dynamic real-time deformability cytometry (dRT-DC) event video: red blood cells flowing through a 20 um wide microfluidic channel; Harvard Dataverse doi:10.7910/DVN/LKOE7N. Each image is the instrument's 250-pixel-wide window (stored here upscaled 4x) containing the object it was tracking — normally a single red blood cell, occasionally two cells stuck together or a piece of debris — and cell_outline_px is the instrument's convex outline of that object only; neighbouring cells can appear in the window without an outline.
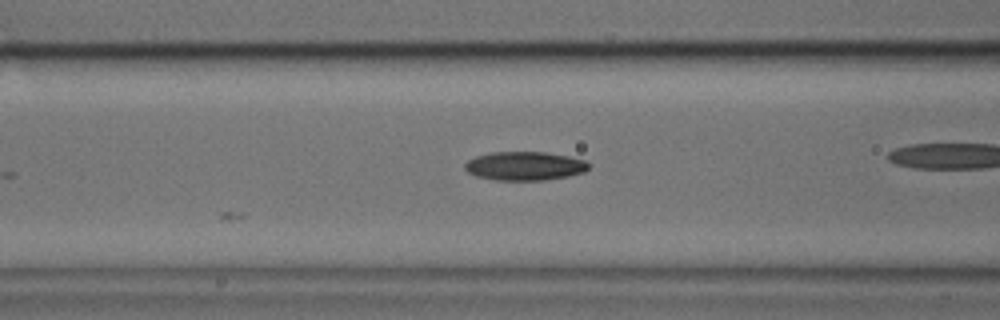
{"species": "common noctule bat (a hibernating species)", "species_latin": "Nyctalus noctula", "temperature_condition": "cold", "stored_images_in_passage": 13, "camera_frame_rate_fps": 3000, "um_per_image_px": 0.085, "animal": {"sex": "male", "body_mass_g": 17.9, "forearm_length_mm": 54.2}, "frame": {"image": 1, "passage_image": 6, "time_ms": 1.667, "image_size_px": [1000, 320], "cell_outline_px": [[592, 164], [584, 172], [568, 176], [544, 180], [496, 180], [476, 176], [468, 172], [464, 168], [464, 164], [468, 160], [476, 156], [492, 152], [544, 152], [568, 156], [588, 160]], "centroid_in_image_um": [44.63, 14.1], "position_along_channel_um": 122.0, "area_um2": 20.87}}